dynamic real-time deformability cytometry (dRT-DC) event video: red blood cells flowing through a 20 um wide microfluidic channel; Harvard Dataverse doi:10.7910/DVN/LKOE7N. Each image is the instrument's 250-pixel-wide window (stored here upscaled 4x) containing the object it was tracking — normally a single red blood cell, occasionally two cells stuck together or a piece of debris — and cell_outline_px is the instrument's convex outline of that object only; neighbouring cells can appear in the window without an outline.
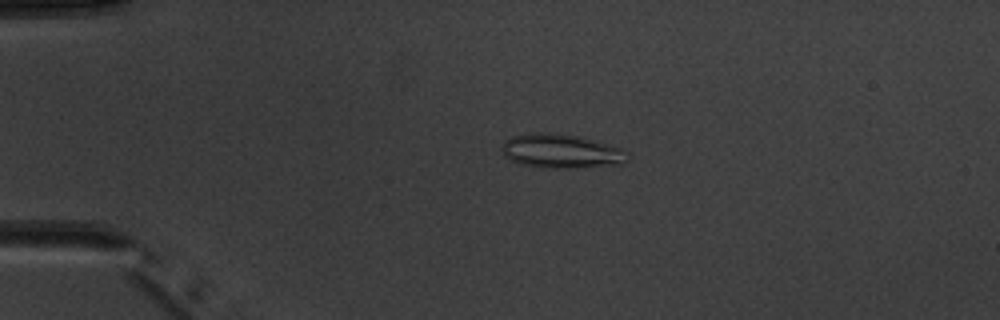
{"species": "common noctule bat (a hibernating species)", "species_latin": "Nyctalus noctula", "temperature_condition": "warm", "stored_images_in_passage": 5, "camera_frame_rate_fps": 3000, "um_per_image_px": 0.085, "animal": {"sex": "male", "body_mass_g": 20.1, "forearm_length_mm": 53.5}, "frame": {"image": 1, "passage_image": 4, "time_ms": 3.333, "image_size_px": [1000, 320], "cell_outline_px": [[628, 156], [624, 164], [572, 168], [540, 168], [520, 164], [504, 156], [500, 148], [504, 140], [512, 136], [576, 136], [620, 148], [628, 152]], "centroid_in_image_um": [47.71, 12.93], "position_along_channel_um": 37.3, "area_um2": 23.87}}